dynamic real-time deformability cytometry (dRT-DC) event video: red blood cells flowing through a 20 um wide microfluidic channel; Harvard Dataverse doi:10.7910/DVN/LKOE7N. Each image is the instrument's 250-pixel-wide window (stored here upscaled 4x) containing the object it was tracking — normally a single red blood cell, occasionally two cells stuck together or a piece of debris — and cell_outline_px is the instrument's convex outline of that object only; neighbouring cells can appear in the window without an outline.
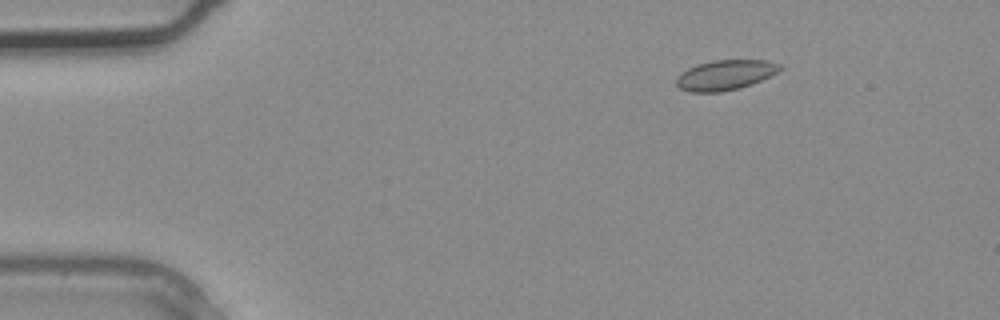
{"species": "common noctule bat (a hibernating species)", "species_latin": "Nyctalus noctula", "temperature_condition": "warm", "stored_images_in_passage": 4, "camera_frame_rate_fps": 3000, "um_per_image_px": 0.085, "animal": {"sex": "male", "body_mass_g": 20.4}, "frame": {"image": 1, "passage_image": 4, "time_ms": 1.0, "image_size_px": [1000, 320], "cell_outline_px": [[784, 68], [752, 84], [740, 88], [720, 92], [688, 92], [680, 88], [676, 84], [676, 76], [688, 68], [696, 64], [712, 60], [768, 60], [780, 64]], "centroid_in_image_um": [61.62, 6.37], "position_along_channel_um": 23.4, "area_um2": 18.21}}